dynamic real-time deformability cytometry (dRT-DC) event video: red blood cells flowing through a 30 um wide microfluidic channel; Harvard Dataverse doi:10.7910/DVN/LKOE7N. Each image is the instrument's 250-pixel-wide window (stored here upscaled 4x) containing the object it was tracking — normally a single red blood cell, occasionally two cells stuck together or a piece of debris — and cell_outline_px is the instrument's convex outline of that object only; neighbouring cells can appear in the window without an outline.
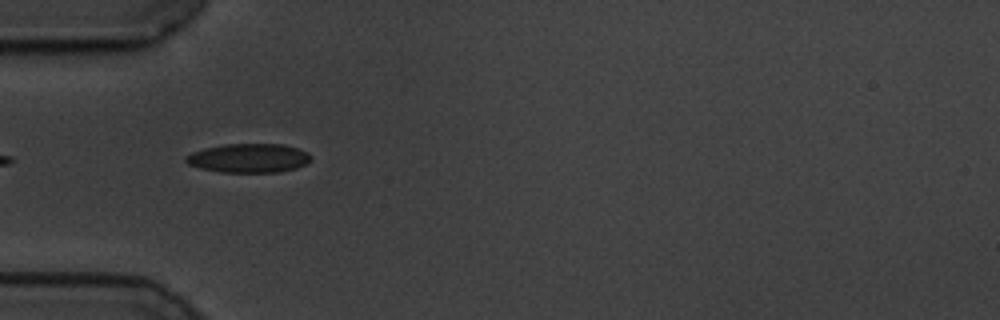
{"species": "common noctule bat (a hibernating species)", "species_latin": "Nyctalus noctula", "temperature_condition": "cold", "stored_images_in_passage": 5, "camera_frame_rate_fps": 3000, "um_per_image_px": 0.085, "animal": {"sex": "male", "body_mass_g": 19.5, "forearm_length_mm": 54.6}, "frame": {"image": 1, "passage_image": 2, "time_ms": 0.333, "image_size_px": [1000, 320], "cell_outline_px": [[312, 160], [296, 168], [280, 172], [220, 172], [200, 168], [188, 164], [184, 160], [184, 156], [192, 152], [204, 148], [224, 144], [284, 144], [308, 152], [312, 156]], "centroid_in_image_um": [21.13, 13.43], "position_along_channel_um": 63.9, "area_um2": 21.27}}